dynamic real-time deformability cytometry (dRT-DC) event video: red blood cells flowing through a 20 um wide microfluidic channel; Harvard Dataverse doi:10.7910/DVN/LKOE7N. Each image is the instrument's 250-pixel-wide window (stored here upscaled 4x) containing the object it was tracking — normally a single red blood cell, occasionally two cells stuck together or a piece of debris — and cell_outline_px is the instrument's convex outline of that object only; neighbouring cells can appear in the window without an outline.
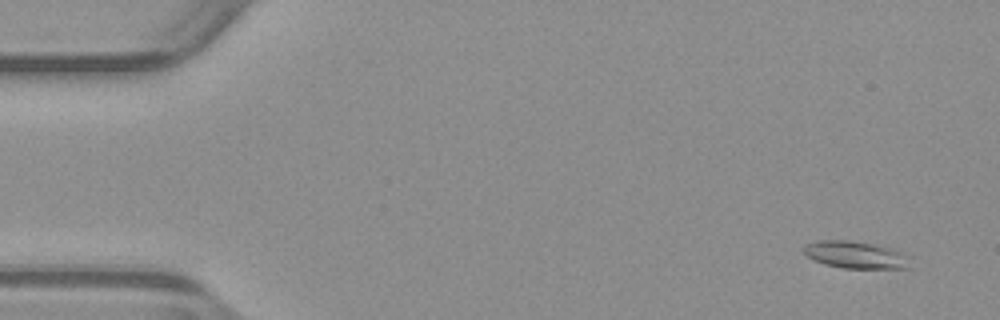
{"species": "common noctule bat (a hibernating species)", "species_latin": "Nyctalus noctula", "temperature_condition": "warm", "stored_images_in_passage": 55, "segment_of_instrument_passage": [1, 2], "camera_frame_rate_fps": 3000, "um_per_image_px": 0.085, "animal": {"sex": "male", "body_mass_g": 23.1, "forearm_length_mm": 52.7}, "frame": {"image": 1, "passage_image": 4, "time_ms": 1.0, "image_size_px": [1000, 320], "cell_outline_px": [[912, 268], [844, 268], [824, 264], [808, 256], [804, 252], [804, 244], [820, 240], [848, 240], [896, 248], [912, 256]], "centroid_in_image_um": [72.85, 21.66], "position_along_channel_um": 12.1, "area_um2": 17.22}}
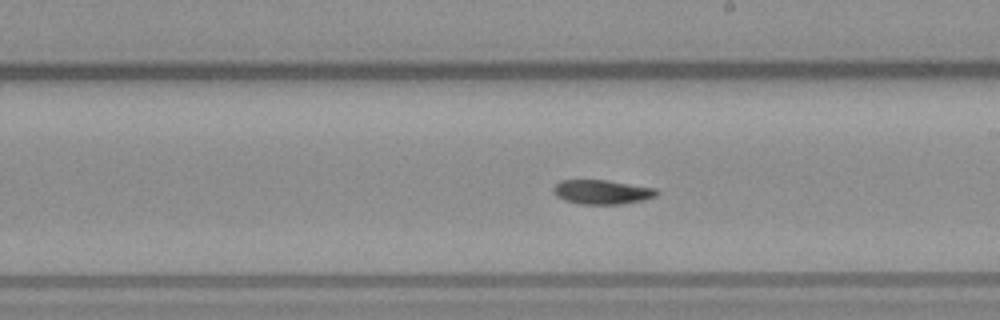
{"frame": {"image": 2, "passage_image": 31, "time_ms": 10.0, "image_size_px": [1000, 320], "cell_outline_px": [[660, 192], [656, 196], [624, 204], [580, 204], [564, 200], [556, 196], [552, 192], [552, 188], [560, 180], [608, 180], [656, 188]], "centroid_in_image_um": [51.15, 16.31], "position_along_channel_um": 237.8, "area_um2": 14.74}}
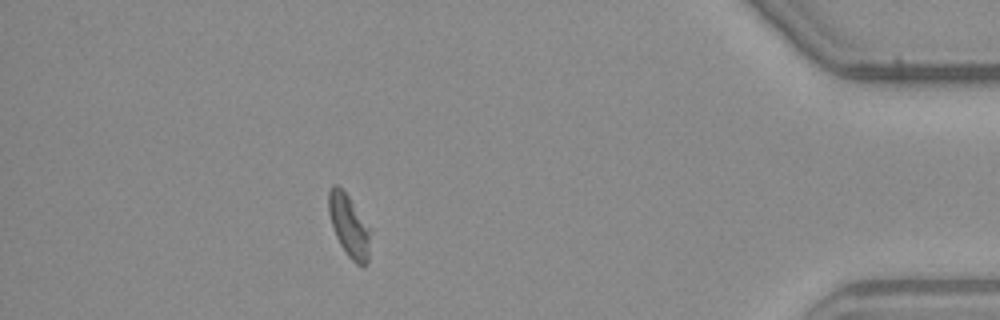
{"frame": {"image": 3, "passage_image": 48, "time_ms": 15.667, "image_size_px": [1000, 320], "cell_outline_px": [[368, 264], [364, 268], [356, 264], [348, 256], [340, 244], [336, 236], [328, 212], [328, 192], [332, 184], [336, 184], [348, 196], [368, 232]], "centroid_in_image_um": [29.6, 19.23], "position_along_channel_um": 405.6, "area_um2": 14.28}}